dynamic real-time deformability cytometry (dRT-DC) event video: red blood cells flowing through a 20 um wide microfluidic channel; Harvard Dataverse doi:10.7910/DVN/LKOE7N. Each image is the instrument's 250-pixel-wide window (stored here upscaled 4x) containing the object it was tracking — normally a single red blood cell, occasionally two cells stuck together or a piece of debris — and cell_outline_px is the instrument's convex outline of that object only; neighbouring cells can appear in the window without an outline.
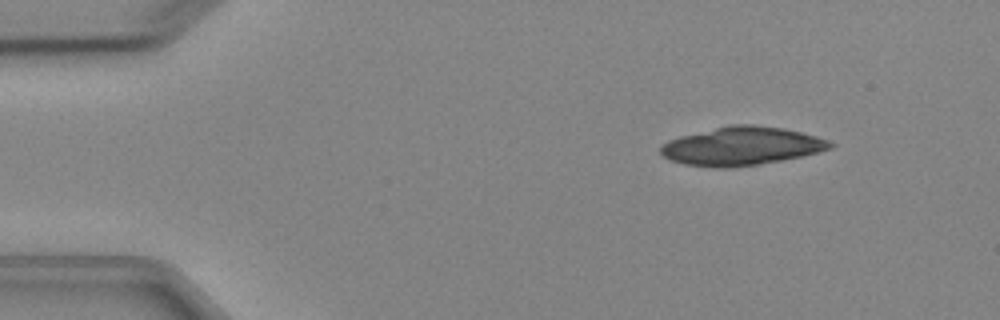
{"species": "Egyptian fruit bat (a non-hibernating species)", "species_latin": "Rousettus aegyptiacus", "temperature_condition": "cold", "stored_images_in_passage": 3, "camera_frame_rate_fps": 3000, "um_per_image_px": 0.085, "animal": {"sex": "female"}, "frame": {"image": 1, "passage_image": 2, "time_ms": 1.0, "image_size_px": [1000, 320], "cell_outline_px": [[836, 144], [832, 148], [800, 156], [760, 164], [728, 168], [716, 168], [684, 164], [672, 160], [664, 156], [660, 152], [660, 148], [668, 140], [680, 136], [732, 124], [752, 124], [784, 128], [816, 136], [828, 140]], "centroid_in_image_um": [63.04, 12.42], "position_along_channel_um": 22.0, "area_um2": 37.69}}